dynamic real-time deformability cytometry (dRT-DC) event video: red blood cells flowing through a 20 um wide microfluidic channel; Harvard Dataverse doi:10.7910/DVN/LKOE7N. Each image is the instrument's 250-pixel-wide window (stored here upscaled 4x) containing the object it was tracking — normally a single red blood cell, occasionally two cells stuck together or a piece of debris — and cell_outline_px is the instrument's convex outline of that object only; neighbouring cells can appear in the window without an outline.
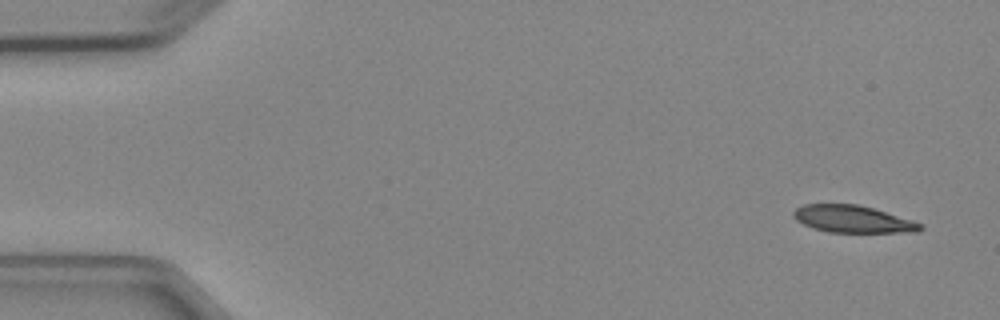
{"species": "Egyptian fruit bat (a non-hibernating species)", "species_latin": "Rousettus aegyptiacus", "temperature_condition": "cold", "stored_images_in_passage": 5, "segment_of_instrument_passage": [1, 2], "camera_frame_rate_fps": 3000, "um_per_image_px": 0.085, "animal": {"sex": "female"}, "frame": {"image": 1, "passage_image": 1, "time_ms": 0.0, "image_size_px": [1000, 320], "cell_outline_px": [[924, 228], [916, 232], [828, 232], [812, 228], [796, 220], [792, 216], [792, 212], [796, 208], [804, 204], [856, 204], [872, 208], [912, 220], [920, 224]], "centroid_in_image_um": [72.44, 18.62], "position_along_channel_um": 12.6, "area_um2": 19.94}}